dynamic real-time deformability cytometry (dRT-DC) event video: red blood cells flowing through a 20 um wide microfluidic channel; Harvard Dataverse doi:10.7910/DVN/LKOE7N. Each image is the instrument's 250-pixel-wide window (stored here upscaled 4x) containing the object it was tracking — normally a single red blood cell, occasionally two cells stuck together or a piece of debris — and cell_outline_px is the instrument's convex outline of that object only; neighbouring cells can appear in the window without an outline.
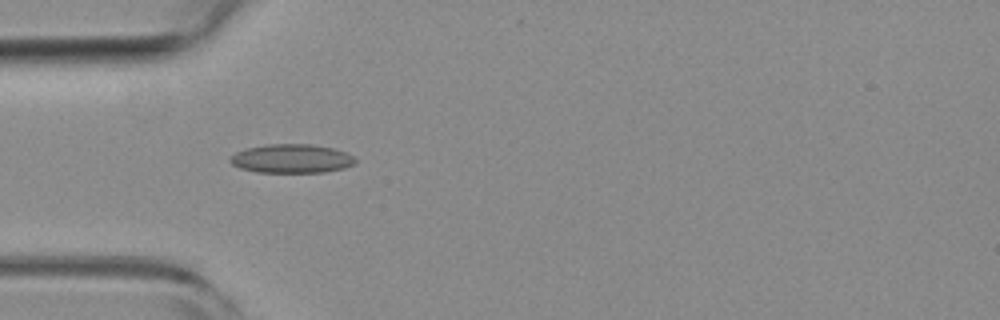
{"species": "common noctule bat (a hibernating species)", "species_latin": "Nyctalus noctula", "temperature_condition": "room temperature", "stored_images_in_passage": 11, "camera_frame_rate_fps": 3000, "um_per_image_px": 0.085, "animal": {"sex": "female", "body_mass_g": 19.3, "forearm_length_mm": 54.1}, "frame": {"image": 1, "passage_image": 7, "time_ms": 2.0, "image_size_px": [1000, 320], "cell_outline_px": [[356, 164], [344, 168], [324, 172], [256, 172], [240, 168], [232, 164], [228, 160], [236, 152], [248, 148], [268, 144], [312, 144], [332, 148], [348, 152], [356, 160]], "centroid_in_image_um": [24.81, 13.48], "position_along_channel_um": 60.2, "area_um2": 21.04}}